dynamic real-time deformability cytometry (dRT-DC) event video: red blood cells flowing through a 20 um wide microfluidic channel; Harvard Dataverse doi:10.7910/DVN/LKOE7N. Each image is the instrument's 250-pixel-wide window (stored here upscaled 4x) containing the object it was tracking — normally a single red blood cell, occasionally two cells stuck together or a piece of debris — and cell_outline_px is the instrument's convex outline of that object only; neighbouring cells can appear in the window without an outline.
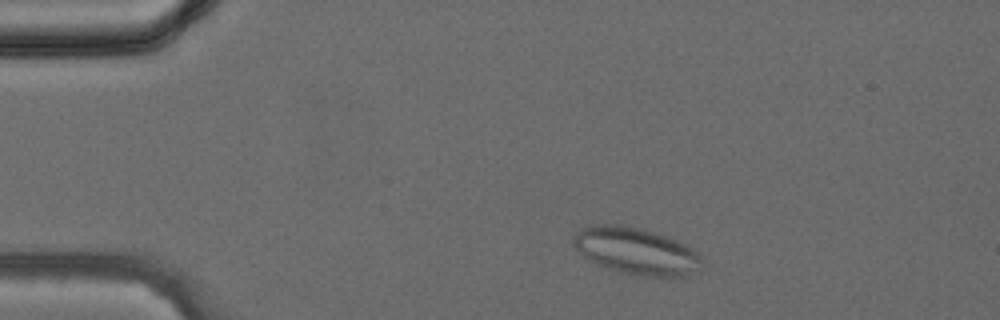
{"species": "common noctule bat (a hibernating species)", "species_latin": "Nyctalus noctula", "temperature_condition": "cold", "stored_images_in_passage": 37, "camera_frame_rate_fps": 3000, "um_per_image_px": 0.085, "animal": {"sex": "female", "body_mass_g": 24.6, "forearm_length_mm": 56.2}, "frame": {"image": 1, "passage_image": 4, "time_ms": 1.0, "image_size_px": [1000, 320], "cell_outline_px": [[704, 260], [696, 268], [684, 276], [640, 276], [620, 272], [596, 264], [588, 260], [572, 244], [572, 240], [576, 232], [580, 228], [592, 224], [616, 224], [640, 228], [656, 232], [676, 240], [692, 248]], "centroid_in_image_um": [54.01, 21.31], "position_along_channel_um": 31.0, "area_um2": 34.91}}
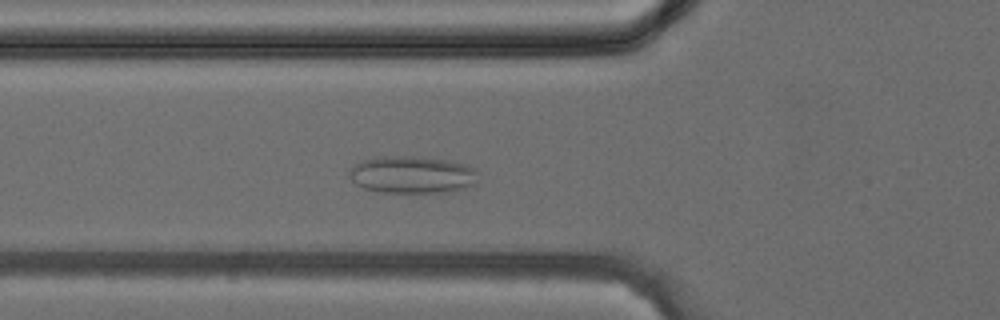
{"frame": {"image": 2, "passage_image": 11, "time_ms": 3.333, "image_size_px": [1000, 320], "cell_outline_px": [[476, 184], [464, 188], [444, 192], [380, 192], [364, 188], [356, 184], [348, 176], [348, 168], [364, 160], [380, 156], [412, 156], [444, 160], [464, 164], [476, 168]], "centroid_in_image_um": [34.99, 14.85], "position_along_channel_um": 90.8, "area_um2": 27.86}}
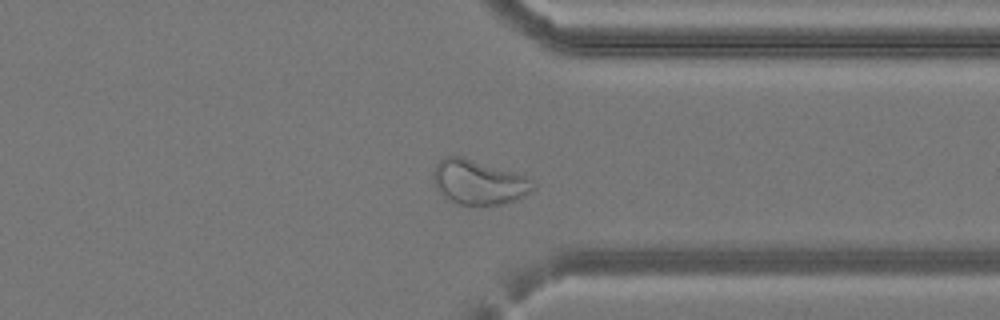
{"frame": {"image": 3, "passage_image": 28, "time_ms": 9.0, "image_size_px": [1000, 320], "cell_outline_px": [[536, 188], [524, 196], [516, 200], [500, 204], [460, 204], [444, 196], [436, 188], [432, 180], [432, 172], [436, 164], [444, 156], [464, 156], [528, 176], [536, 184]], "centroid_in_image_um": [40.7, 15.45], "position_along_channel_um": 370.7, "area_um2": 26.13}}